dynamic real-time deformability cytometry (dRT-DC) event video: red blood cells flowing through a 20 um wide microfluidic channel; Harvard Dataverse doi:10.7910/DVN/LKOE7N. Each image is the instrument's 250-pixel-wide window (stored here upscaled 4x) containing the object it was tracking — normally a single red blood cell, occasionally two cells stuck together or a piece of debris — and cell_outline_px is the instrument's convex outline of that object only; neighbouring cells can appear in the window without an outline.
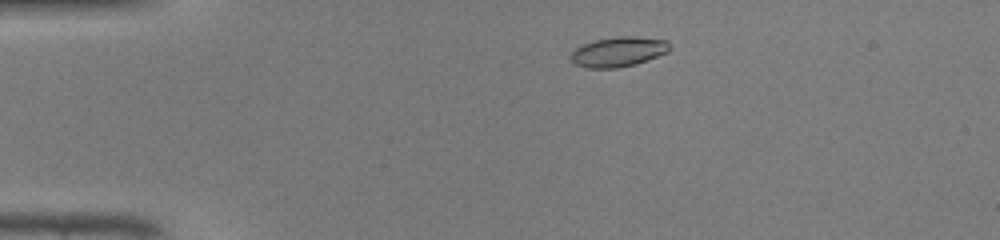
{"species": "common noctule bat (a hibernating species)", "species_latin": "Nyctalus noctula", "temperature_condition": "warm", "stored_images_in_passage": 43, "camera_frame_rate_fps": 3000, "um_per_image_px": 0.085, "animal": {"sex": "male", "body_mass_g": 19.0, "forearm_length_mm": 50.8}, "frame": {"image": 1, "passage_image": 5, "time_ms": 1.333, "image_size_px": [1000, 240], "cell_outline_px": [[672, 48], [668, 52], [648, 60], [636, 64], [616, 68], [588, 68], [576, 64], [568, 56], [576, 48], [584, 44], [596, 40], [616, 36], [636, 36], [668, 40]], "centroid_in_image_um": [52.61, 4.39], "position_along_channel_um": 32.4, "area_um2": 17.34}}
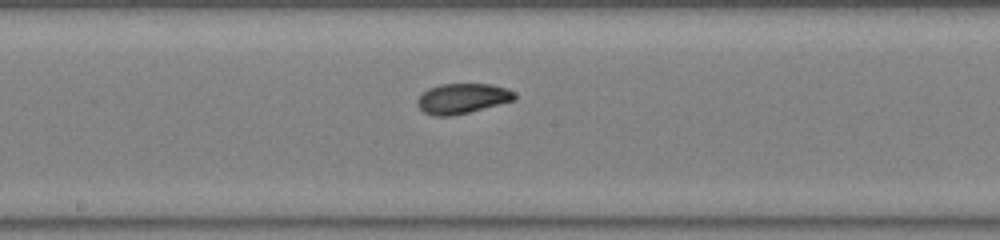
{"frame": {"image": 2, "passage_image": 21, "time_ms": 6.667, "image_size_px": [1000, 240], "cell_outline_px": [[516, 100], [452, 116], [432, 116], [424, 112], [416, 104], [416, 100], [428, 88], [440, 84], [492, 84], [516, 92]], "centroid_in_image_um": [39.29, 8.37], "position_along_channel_um": 208.9, "area_um2": 17.11}}
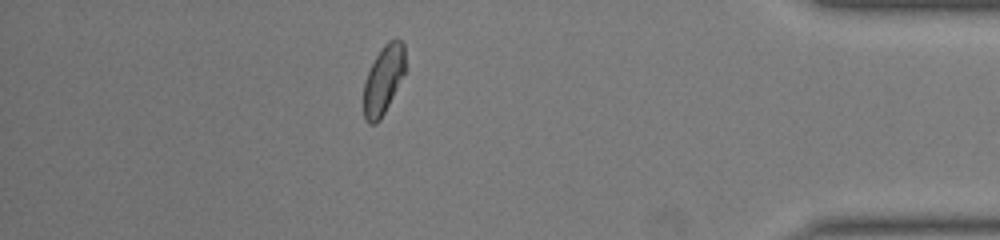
{"frame": {"image": 3, "passage_image": 37, "time_ms": 12.0, "image_size_px": [1000, 240], "cell_outline_px": [[404, 72], [380, 120], [376, 124], [368, 124], [364, 120], [364, 80], [380, 48], [388, 40], [396, 36], [404, 44]], "centroid_in_image_um": [32.56, 6.75], "position_along_channel_um": 402.6, "area_um2": 16.42}, "authors_computed_cell_mechanics": {"area_um2": 16.9354, "velocity_mm_per_s": 4.3333, "shape_relaxation_time_tau1_ms": 5.0358, "shape_relaxation_time_tau2_ms": 1.71, "deformation_change_tau1": 0.1831, "deformation_change_tau2": 0.052}}